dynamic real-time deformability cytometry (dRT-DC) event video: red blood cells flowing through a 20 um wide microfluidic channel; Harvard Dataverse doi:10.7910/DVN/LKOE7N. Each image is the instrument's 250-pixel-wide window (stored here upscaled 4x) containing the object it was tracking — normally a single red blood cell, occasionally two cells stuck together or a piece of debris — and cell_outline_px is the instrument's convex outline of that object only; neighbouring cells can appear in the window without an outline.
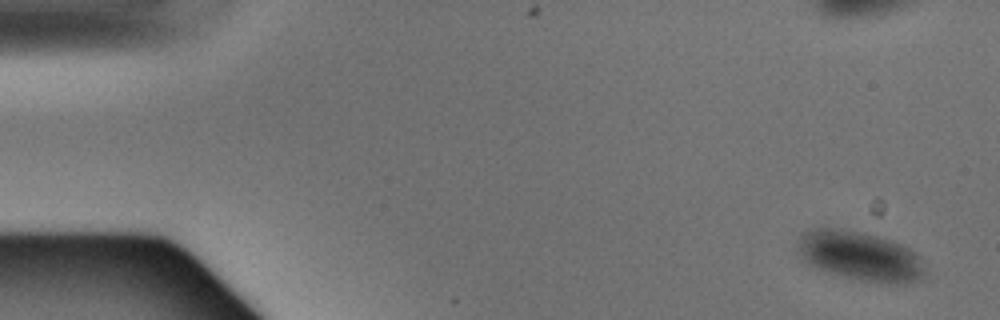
{"species": "Egyptian fruit bat (a non-hibernating species)", "species_latin": "Rousettus aegyptiacus", "temperature_condition": "warm", "stored_images_in_passage": 2, "camera_frame_rate_fps": 3000, "um_per_image_px": 0.085, "animal": {"sex": "male"}, "frame": {"image": 1, "passage_image": 1, "time_ms": 0.0, "image_size_px": [1000, 320], "cell_outline_px": [[924, 280], [908, 284], [880, 284], [860, 280], [824, 272], [812, 268], [800, 256], [796, 248], [796, 244], [800, 236], [804, 232], [812, 228], [840, 228], [864, 232], [892, 240], [916, 252], [920, 256], [924, 268]], "centroid_in_image_um": [73.1, 21.79], "position_along_channel_um": 11.9, "area_um2": 37.69}}